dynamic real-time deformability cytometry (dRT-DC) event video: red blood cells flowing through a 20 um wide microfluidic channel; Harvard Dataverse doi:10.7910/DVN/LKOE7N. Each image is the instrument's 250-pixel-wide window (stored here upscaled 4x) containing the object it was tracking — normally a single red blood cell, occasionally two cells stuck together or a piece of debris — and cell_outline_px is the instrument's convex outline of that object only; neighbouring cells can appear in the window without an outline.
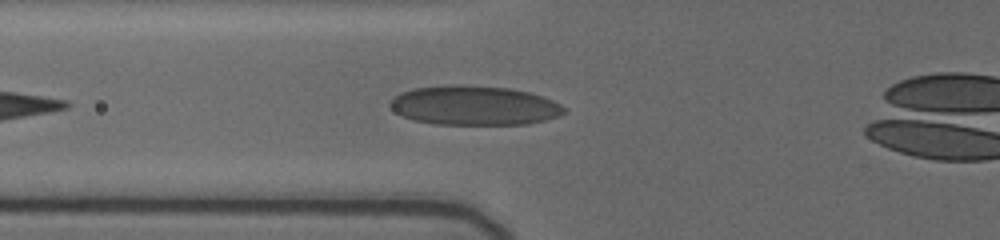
{"species": "human", "species_latin": "Homo sapiens", "temperature_condition": "cold", "stored_images_in_passage": 19, "camera_frame_rate_fps": 3000, "um_per_image_px": 0.085, "donor": {"sex": "female"}, "frame": {"image": 1, "passage_image": 16, "time_ms": 4.0, "image_size_px": [1000, 240], "cell_outline_px": [[564, 112], [560, 116], [528, 124], [436, 124], [412, 120], [396, 112], [388, 104], [400, 92], [412, 88], [456, 84], [508, 88], [528, 92], [552, 100], [560, 104], [564, 108]], "centroid_in_image_um": [40.29, 8.96], "position_along_channel_um": 85.5, "area_um2": 39.71}}